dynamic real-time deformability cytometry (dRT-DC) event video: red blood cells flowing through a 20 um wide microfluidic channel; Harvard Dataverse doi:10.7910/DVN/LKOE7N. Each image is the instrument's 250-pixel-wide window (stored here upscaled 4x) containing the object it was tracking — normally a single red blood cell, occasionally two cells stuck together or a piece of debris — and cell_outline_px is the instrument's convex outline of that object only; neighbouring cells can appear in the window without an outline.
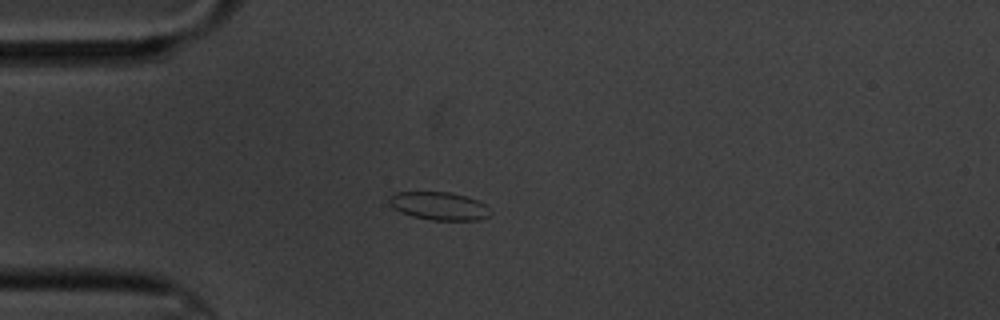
{"species": "common noctule bat (a hibernating species)", "species_latin": "Nyctalus noctula", "temperature_condition": "cold", "stored_images_in_passage": 8, "camera_frame_rate_fps": 3000, "um_per_image_px": 0.085, "animal": {"sex": "male", "body_mass_g": 20.1, "forearm_length_mm": 53.5}, "frame": {"image": 1, "passage_image": 4, "time_ms": 3.667, "image_size_px": [1000, 320], "cell_outline_px": [[492, 212], [488, 216], [480, 220], [432, 220], [412, 216], [400, 212], [392, 208], [388, 204], [388, 200], [396, 192], [452, 192], [476, 200], [484, 204]], "centroid_in_image_um": [37.3, 17.51], "position_along_channel_um": 47.7, "area_um2": 16.53}}
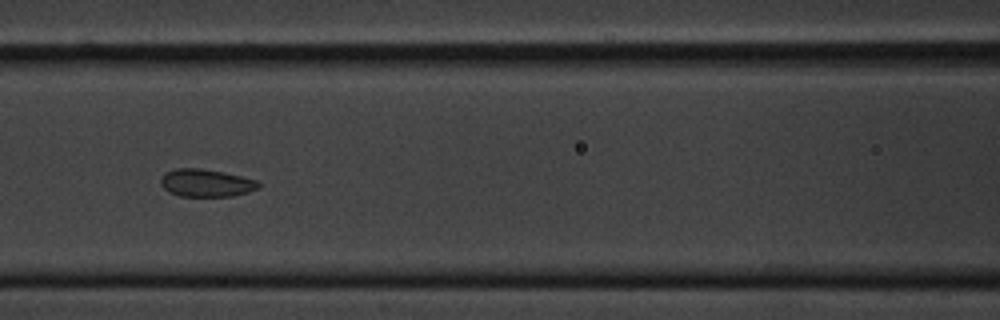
{"frame": {"image": 2, "passage_image": 7, "time_ms": 7.0, "image_size_px": [1000, 320], "cell_outline_px": [[260, 188], [248, 192], [232, 196], [180, 196], [168, 192], [160, 184], [160, 180], [168, 172], [176, 168], [200, 168], [224, 172], [256, 180], [260, 184]], "centroid_in_image_um": [17.53, 15.56], "position_along_channel_um": 149.1, "area_um2": 15.66}}
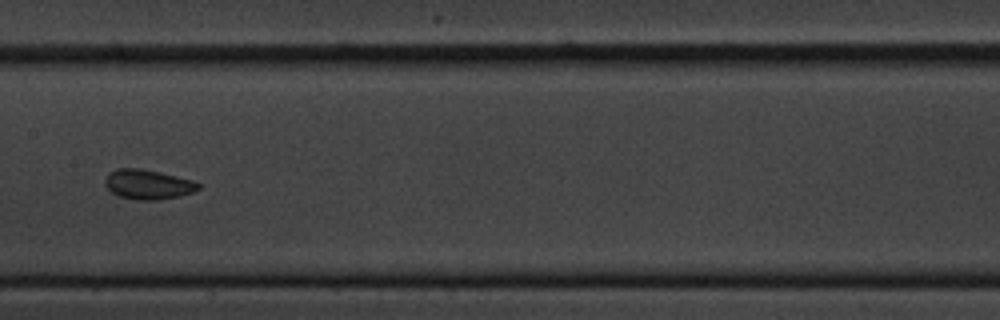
{"frame": {"image": 3, "passage_image": 8, "time_ms": 8.333, "image_size_px": [1000, 320], "cell_outline_px": [[204, 184], [200, 188], [192, 192], [180, 196], [156, 200], [136, 200], [116, 196], [104, 184], [104, 180], [108, 172], [116, 168], [140, 168], [160, 172], [192, 180]], "centroid_in_image_um": [12.56, 15.67], "position_along_channel_um": 194.8, "area_um2": 16.42}}